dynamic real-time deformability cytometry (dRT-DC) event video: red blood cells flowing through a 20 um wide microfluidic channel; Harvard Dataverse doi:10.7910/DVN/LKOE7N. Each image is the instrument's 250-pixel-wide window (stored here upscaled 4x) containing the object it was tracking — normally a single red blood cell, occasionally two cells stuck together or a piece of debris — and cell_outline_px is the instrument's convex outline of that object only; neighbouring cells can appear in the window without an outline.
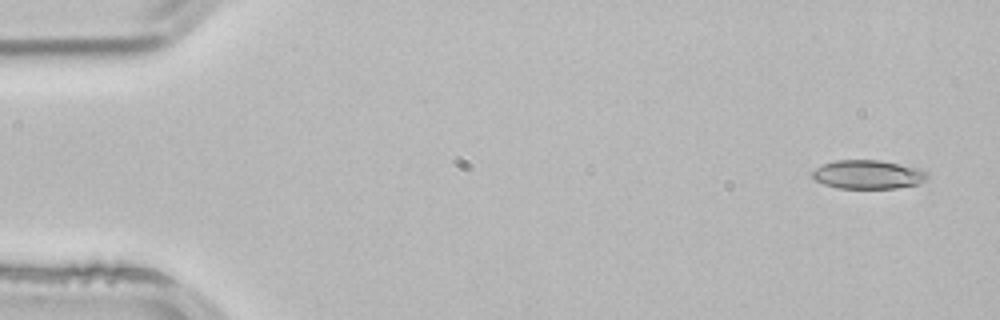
{"species": "common noctule bat (a hibernating species)", "species_latin": "Nyctalus noctula", "temperature_condition": "room temperature", "stored_images_in_passage": 4, "camera_frame_rate_fps": 3000, "um_per_image_px": 0.085, "animal": {"sex": "male", "body_mass_g": 21.5, "forearm_length_mm": 52.0}, "frame": {"image": 1, "passage_image": 1, "time_ms": 0.0, "image_size_px": [1000, 320], "cell_outline_px": [[928, 176], [920, 184], [896, 188], [836, 188], [824, 184], [816, 180], [812, 176], [812, 172], [816, 168], [824, 164], [836, 160], [880, 160], [920, 168], [928, 172]], "centroid_in_image_um": [73.81, 14.83], "position_along_channel_um": 11.2, "area_um2": 19.31}}
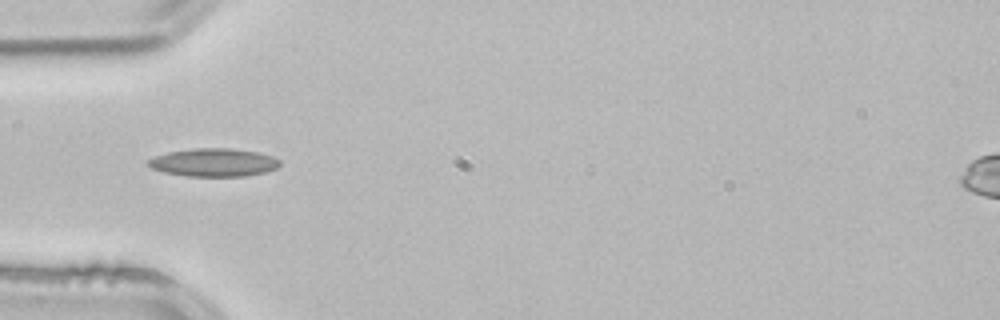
{"frame": {"image": 2, "passage_image": 4, "time_ms": 1.0, "image_size_px": [1000, 320], "cell_outline_px": [[280, 164], [276, 168], [264, 172], [244, 176], [188, 176], [164, 172], [152, 168], [148, 164], [148, 160], [156, 156], [168, 152], [196, 148], [232, 148], [256, 152], [272, 156], [280, 160]], "centroid_in_image_um": [18.18, 13.8], "position_along_channel_um": 66.8, "area_um2": 21.33}}